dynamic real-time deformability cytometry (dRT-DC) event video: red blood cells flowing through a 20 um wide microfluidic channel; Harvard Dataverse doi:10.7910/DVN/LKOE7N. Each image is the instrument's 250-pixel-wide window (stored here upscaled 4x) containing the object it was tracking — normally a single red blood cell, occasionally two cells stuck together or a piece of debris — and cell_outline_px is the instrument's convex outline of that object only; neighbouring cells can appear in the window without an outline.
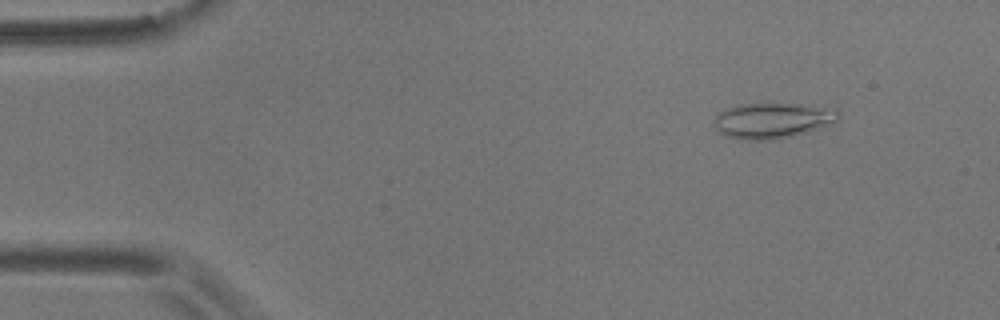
{"species": "common noctule bat (a hibernating species)", "species_latin": "Nyctalus noctula", "temperature_condition": "room temperature", "stored_images_in_passage": 51, "camera_frame_rate_fps": 3000, "um_per_image_px": 0.085, "animal": {"sex": "male", "body_mass_g": 17.9}, "frame": {"image": 1, "passage_image": 2, "time_ms": 0.333, "image_size_px": [1000, 320], "cell_outline_px": [[840, 116], [836, 120], [820, 128], [772, 140], [744, 140], [724, 136], [716, 132], [712, 124], [716, 116], [724, 108], [736, 104], [800, 104], [836, 108], [840, 112]], "centroid_in_image_um": [65.59, 10.24], "position_along_channel_um": 19.4, "area_um2": 25.95}}
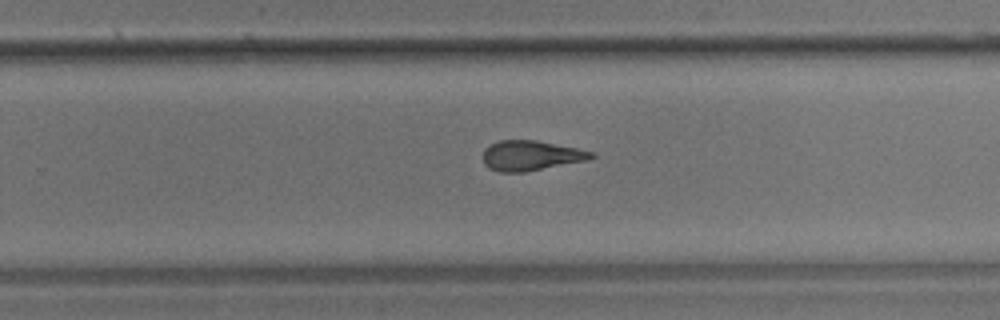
{"frame": {"image": 2, "passage_image": 31, "time_ms": 10.0, "image_size_px": [1000, 320], "cell_outline_px": [[596, 156], [584, 160], [524, 172], [500, 172], [488, 168], [484, 164], [484, 148], [500, 140], [536, 140], [596, 152]], "centroid_in_image_um": [45.1, 13.22], "position_along_channel_um": 284.7, "area_um2": 18.67}}
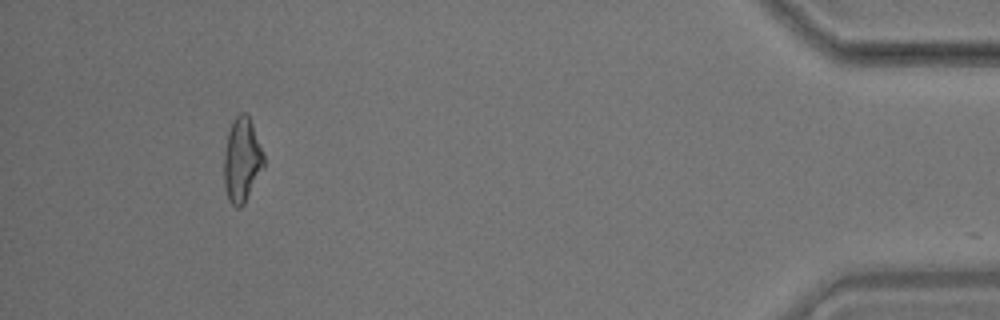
{"frame": {"image": 3, "passage_image": 47, "time_ms": 15.333, "image_size_px": [1000, 320], "cell_outline_px": [[264, 168], [244, 204], [240, 208], [236, 208], [228, 200], [224, 184], [224, 152], [228, 132], [232, 120], [240, 112], [244, 112], [248, 116], [252, 124], [264, 156]], "centroid_in_image_um": [20.55, 13.62], "position_along_channel_um": 414.6, "area_um2": 19.59}, "authors_computed_cell_mechanics": {"area_um2": 19.652, "velocity_mm_per_s": 3.6341, "shape_relaxation_time_tau1_ms": null, "shape_relaxation_time_tau2_ms": 3.0486, "deformation_change_tau1": null, "deformation_change_tau2": 0.1266}}